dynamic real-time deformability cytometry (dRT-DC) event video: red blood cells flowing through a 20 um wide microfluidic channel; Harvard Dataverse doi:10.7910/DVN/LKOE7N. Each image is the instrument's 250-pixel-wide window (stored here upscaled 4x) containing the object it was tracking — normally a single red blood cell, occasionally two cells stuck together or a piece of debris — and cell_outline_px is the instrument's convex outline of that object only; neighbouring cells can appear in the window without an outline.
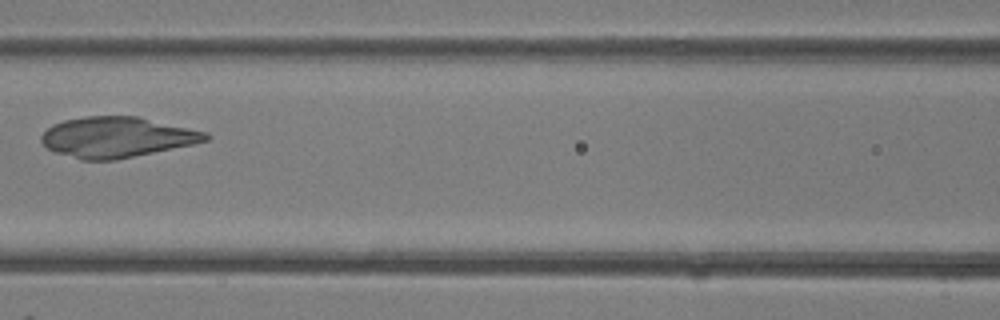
{"species": "common noctule bat (a hibernating species)", "species_latin": "Nyctalus noctula", "temperature_condition": "room temperature", "stored_images_in_passage": 39, "camera_frame_rate_fps": 3000, "um_per_image_px": 0.085, "animal": {"sex": "female"}, "frame": {"image": 1, "passage_image": 17, "time_ms": 5.333, "image_size_px": [1000, 320], "cell_outline_px": [[212, 136], [208, 140], [192, 144], [116, 160], [80, 160], [56, 152], [48, 148], [40, 140], [40, 136], [52, 124], [64, 120], [84, 116], [136, 116], [208, 132]], "centroid_in_image_um": [9.92, 11.66], "position_along_channel_um": 156.7, "area_um2": 38.67}}
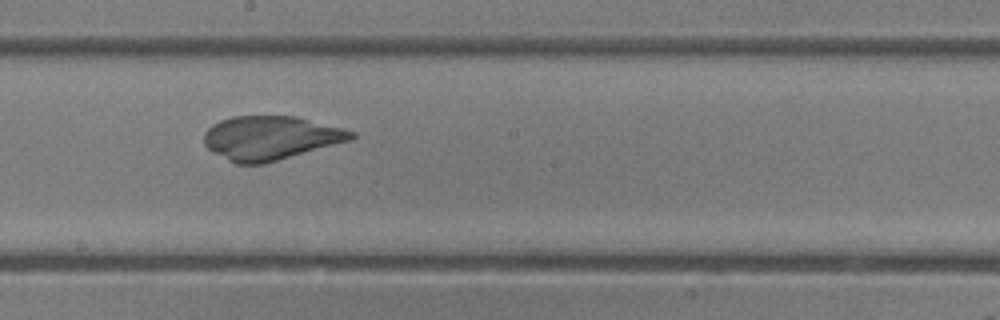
{"frame": {"image": 2, "passage_image": 21, "time_ms": 6.667, "image_size_px": [1000, 320], "cell_outline_px": [[356, 136], [352, 140], [264, 164], [236, 164], [212, 152], [204, 144], [204, 132], [212, 124], [220, 120], [232, 116], [296, 116], [344, 128], [356, 132]], "centroid_in_image_um": [23.0, 11.72], "position_along_channel_um": 225.2, "area_um2": 37.86}}
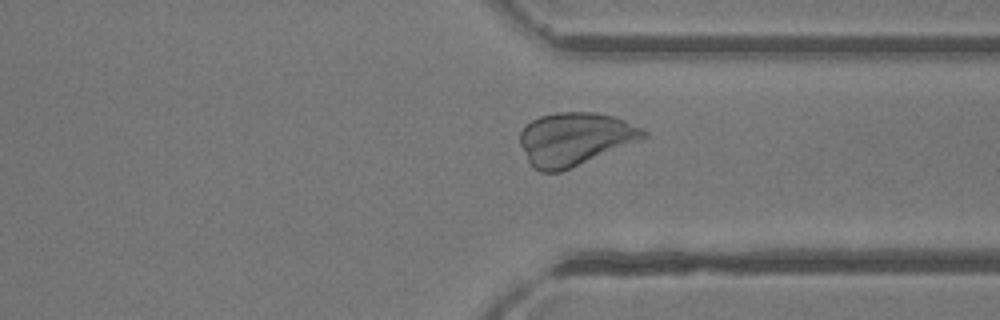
{"frame": {"image": 3, "passage_image": 29, "time_ms": 9.333, "image_size_px": [1000, 320], "cell_outline_px": [[648, 136], [560, 172], [540, 172], [528, 160], [520, 144], [520, 132], [532, 120], [540, 116], [556, 112], [596, 112], [616, 116], [648, 132]], "centroid_in_image_um": [48.84, 11.78], "position_along_channel_um": 362.6, "area_um2": 37.51}}